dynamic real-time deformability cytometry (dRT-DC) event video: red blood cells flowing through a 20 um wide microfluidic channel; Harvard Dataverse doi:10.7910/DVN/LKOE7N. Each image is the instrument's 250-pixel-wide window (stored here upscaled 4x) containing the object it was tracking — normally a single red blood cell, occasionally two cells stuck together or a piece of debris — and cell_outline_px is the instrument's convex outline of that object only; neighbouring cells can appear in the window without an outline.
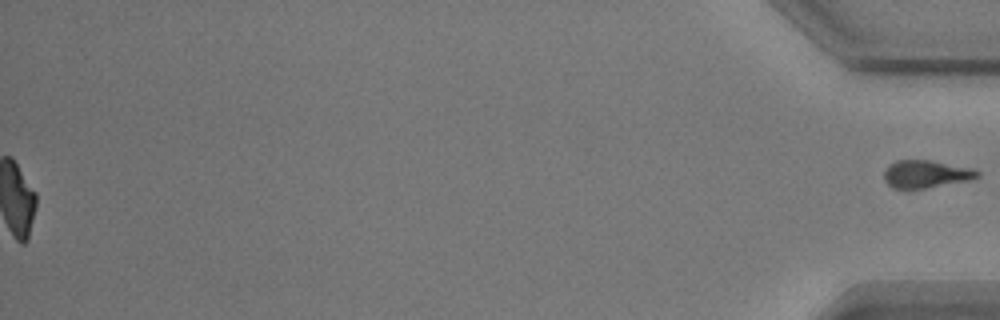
{"species": "common noctule bat (a hibernating species)", "species_latin": "Nyctalus noctula", "temperature_condition": "warm", "stored_images_in_passage": 58, "segment_of_instrument_passage": [2, 2], "camera_frame_rate_fps": 3000, "um_per_image_px": 0.085, "animal": {"sex": "male", "body_mass_g": 17.9}, "frame": {"image": 1, "passage_image": 58, "time_ms": 19.0, "image_size_px": [1000, 320], "cell_outline_px": [[980, 176], [972, 180], [924, 188], [892, 188], [884, 180], [884, 172], [888, 164], [896, 160], [932, 160], [972, 168], [980, 172]], "centroid_in_image_um": [78.72, 14.78], "position_along_channel_um": 356.5, "area_um2": 15.14}}